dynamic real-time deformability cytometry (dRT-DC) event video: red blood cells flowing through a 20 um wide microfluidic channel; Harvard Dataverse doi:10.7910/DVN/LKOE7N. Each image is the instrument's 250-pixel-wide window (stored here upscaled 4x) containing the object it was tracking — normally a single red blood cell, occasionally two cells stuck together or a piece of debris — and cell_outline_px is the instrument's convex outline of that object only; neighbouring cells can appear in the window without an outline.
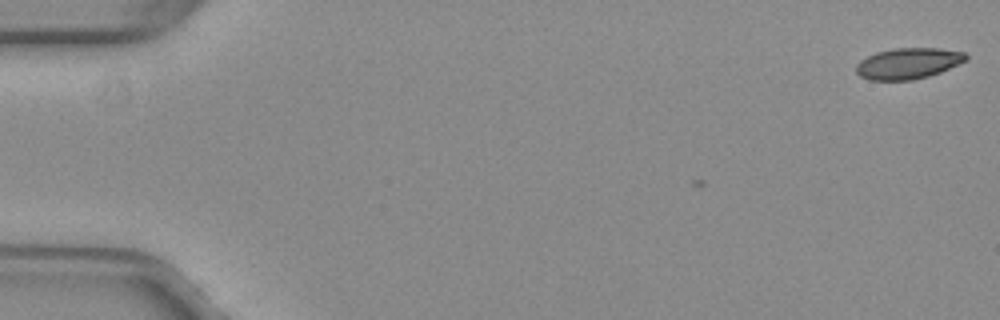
{"species": "common noctule bat (a hibernating species)", "species_latin": "Nyctalus noctula", "temperature_condition": "warm", "stored_images_in_passage": 3, "camera_frame_rate_fps": 3000, "um_per_image_px": 0.085, "animal": {"sex": "female", "body_mass_g": 29.2, "forearm_length_mm": 56.3}, "frame": {"image": 1, "passage_image": 1, "time_ms": 0.0, "image_size_px": [1000, 320], "cell_outline_px": [[968, 60], [940, 72], [928, 76], [912, 80], [868, 80], [860, 76], [856, 72], [856, 64], [860, 60], [876, 52], [892, 48], [940, 48], [964, 52], [968, 56]], "centroid_in_image_um": [77.19, 5.38], "position_along_channel_um": 7.8, "area_um2": 19.94}}